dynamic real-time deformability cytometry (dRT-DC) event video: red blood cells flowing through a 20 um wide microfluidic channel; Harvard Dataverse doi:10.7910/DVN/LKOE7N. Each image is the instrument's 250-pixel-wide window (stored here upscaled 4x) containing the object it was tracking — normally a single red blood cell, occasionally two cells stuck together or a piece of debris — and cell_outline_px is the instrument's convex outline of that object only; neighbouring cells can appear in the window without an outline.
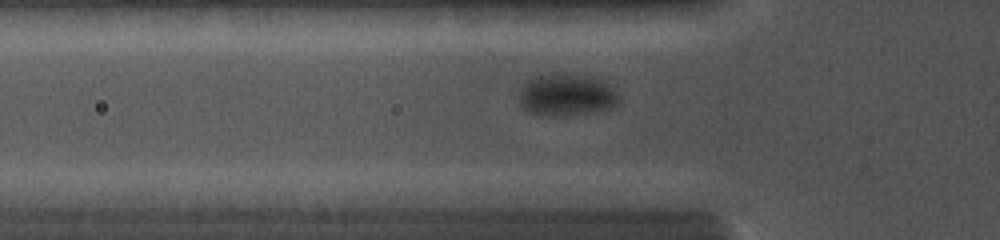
{"species": "common noctule bat (a hibernating species)", "species_latin": "Nyctalus noctula", "temperature_condition": "cold", "stored_images_in_passage": 20, "segment_of_instrument_passage": [1, 2], "camera_frame_rate_fps": 5000, "um_per_image_px": 0.085, "animal": {"sex": "female", "body_mass_g": 19.0, "forearm_length_mm": 56.7}, "frame": {"image": 1, "passage_image": 8, "time_ms": 4.0, "image_size_px": [1000, 240], "cell_outline_px": [[620, 100], [612, 108], [592, 112], [564, 116], [540, 116], [528, 112], [520, 104], [520, 92], [524, 84], [532, 76], [556, 72], [560, 72], [592, 76], [604, 80], [620, 96]], "centroid_in_image_um": [48.16, 8.05], "position_along_channel_um": 77.6, "area_um2": 25.09}}
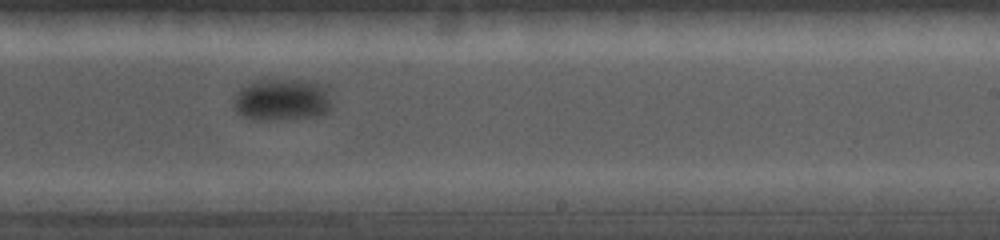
{"frame": {"image": 2, "passage_image": 15, "time_ms": 8.8, "image_size_px": [1000, 240], "cell_outline_px": [[332, 108], [328, 112], [316, 116], [272, 120], [252, 120], [240, 116], [236, 112], [232, 104], [232, 100], [248, 84], [256, 80], [276, 76], [312, 80], [324, 84], [328, 88], [332, 104]], "centroid_in_image_um": [24.01, 8.43], "position_along_channel_um": 265.0, "area_um2": 25.26}}
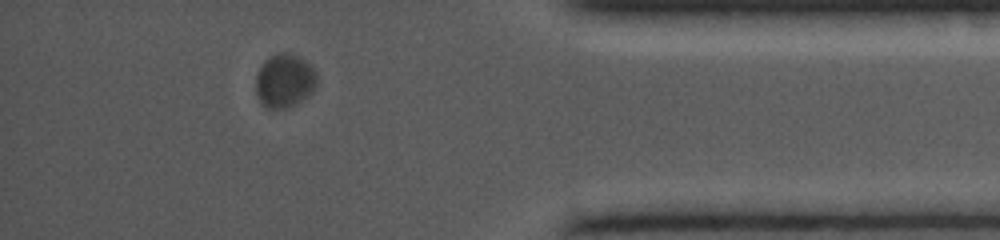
{"frame": {"image": 3, "passage_image": 19, "time_ms": 13.0, "image_size_px": [1000, 240], "cell_outline_px": [[316, 88], [308, 96], [284, 108], [268, 108], [260, 100], [256, 92], [256, 76], [264, 60], [280, 52], [284, 52], [300, 56], [316, 72]], "centroid_in_image_um": [24.19, 6.84], "position_along_channel_um": 411.0, "area_um2": 18.73}}